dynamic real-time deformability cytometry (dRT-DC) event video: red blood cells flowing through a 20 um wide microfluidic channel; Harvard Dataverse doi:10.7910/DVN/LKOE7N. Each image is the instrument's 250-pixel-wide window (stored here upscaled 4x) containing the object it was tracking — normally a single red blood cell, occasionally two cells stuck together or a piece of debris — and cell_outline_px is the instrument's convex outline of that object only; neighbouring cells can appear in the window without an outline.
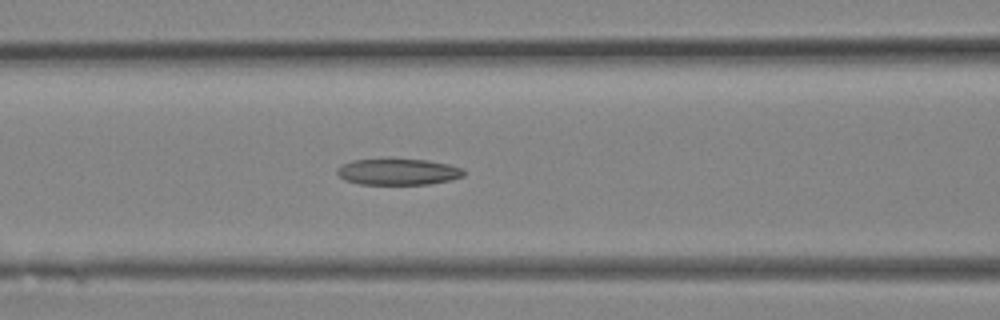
{"species": "Egyptian fruit bat (a non-hibernating species)", "species_latin": "Rousettus aegyptiacus", "temperature_condition": "room temperature", "stored_images_in_passage": 14, "camera_frame_rate_fps": 3000, "um_per_image_px": 0.085, "animal": {"sex": "female"}, "frame": {"image": 1, "passage_image": 12, "time_ms": 3.667, "image_size_px": [1000, 320], "cell_outline_px": [[464, 176], [452, 180], [428, 184], [360, 184], [344, 180], [336, 172], [336, 168], [352, 160], [428, 160], [448, 164], [464, 168]], "centroid_in_image_um": [33.87, 14.62], "position_along_channel_um": 132.7, "area_um2": 19.19}}
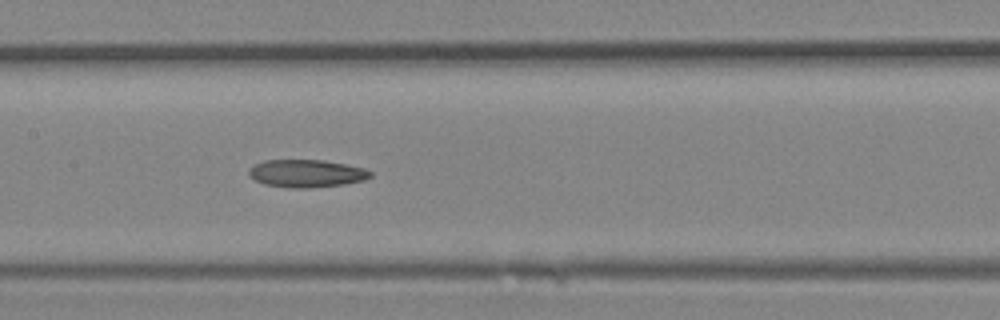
{"frame": {"image": 2, "passage_image": 14, "time_ms": 4.333, "image_size_px": [1000, 320], "cell_outline_px": [[372, 176], [364, 180], [344, 184], [308, 188], [288, 188], [264, 184], [256, 180], [248, 172], [248, 168], [252, 164], [264, 160], [324, 160], [364, 168], [372, 172]], "centroid_in_image_um": [26.03, 14.74], "position_along_channel_um": 181.4, "area_um2": 19.65}}